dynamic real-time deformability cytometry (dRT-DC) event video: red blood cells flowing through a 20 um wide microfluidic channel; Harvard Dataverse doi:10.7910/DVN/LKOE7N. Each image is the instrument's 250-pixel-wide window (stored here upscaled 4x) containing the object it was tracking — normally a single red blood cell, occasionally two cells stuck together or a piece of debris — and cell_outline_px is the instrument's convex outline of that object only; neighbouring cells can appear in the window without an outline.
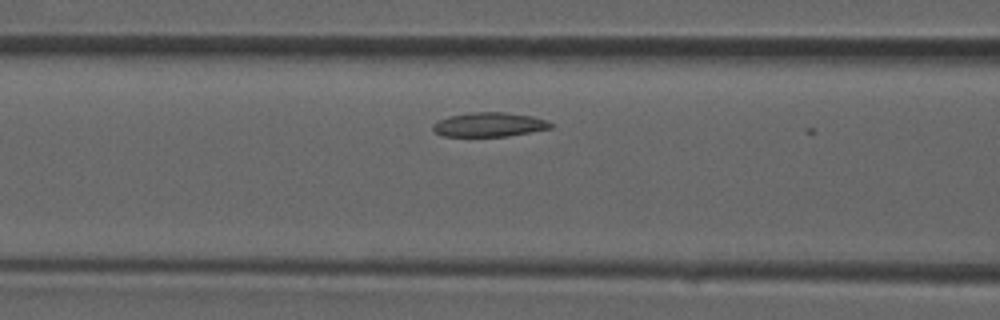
{"species": "common noctule bat (a hibernating species)", "species_latin": "Nyctalus noctula", "temperature_condition": "room temperature", "stored_images_in_passage": 7, "camera_frame_rate_fps": 3000, "um_per_image_px": 0.085, "animal": {"sex": "male", "forearm_length_mm": 52.5}, "frame": {"image": 1, "passage_image": 6, "time_ms": 1.667, "image_size_px": [1000, 320], "cell_outline_px": [[552, 128], [532, 132], [508, 136], [444, 136], [436, 132], [432, 128], [432, 124], [448, 116], [472, 112], [504, 112], [532, 116], [548, 120], [552, 124]], "centroid_in_image_um": [41.61, 10.59], "position_along_channel_um": 125.0, "area_um2": 16.65}}